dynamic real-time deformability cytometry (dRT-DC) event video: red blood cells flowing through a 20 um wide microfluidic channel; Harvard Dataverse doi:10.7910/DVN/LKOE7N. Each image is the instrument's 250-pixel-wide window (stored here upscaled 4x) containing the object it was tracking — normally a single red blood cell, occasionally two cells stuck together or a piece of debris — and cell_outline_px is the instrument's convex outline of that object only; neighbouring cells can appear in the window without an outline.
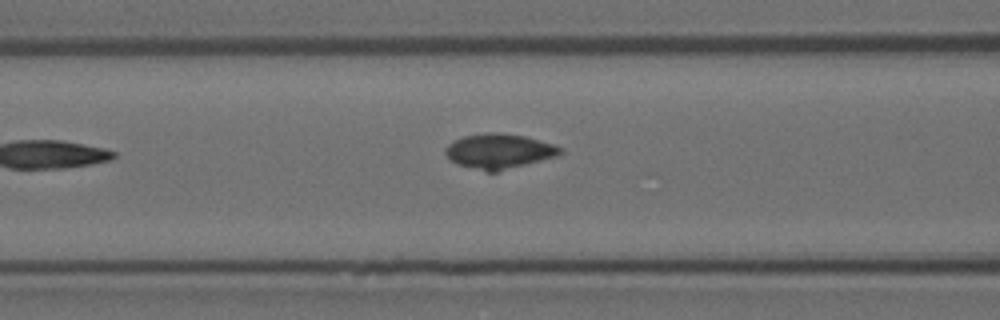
{"species": "Egyptian fruit bat (a non-hibernating species)", "species_latin": "Rousettus aegyptiacus", "temperature_condition": "room temperature", "stored_images_in_passage": 7, "camera_frame_rate_fps": 3000, "um_per_image_px": 0.085, "animal": {"sex": "female"}, "frame": {"image": 1, "passage_image": 7, "time_ms": 2.0, "image_size_px": [1000, 320], "cell_outline_px": [[564, 152], [556, 156], [496, 172], [484, 172], [460, 164], [452, 160], [444, 152], [444, 148], [448, 144], [464, 136], [488, 132], [524, 136], [552, 144], [564, 148]], "centroid_in_image_um": [42.42, 12.86], "position_along_channel_um": 124.2, "area_um2": 22.95}}